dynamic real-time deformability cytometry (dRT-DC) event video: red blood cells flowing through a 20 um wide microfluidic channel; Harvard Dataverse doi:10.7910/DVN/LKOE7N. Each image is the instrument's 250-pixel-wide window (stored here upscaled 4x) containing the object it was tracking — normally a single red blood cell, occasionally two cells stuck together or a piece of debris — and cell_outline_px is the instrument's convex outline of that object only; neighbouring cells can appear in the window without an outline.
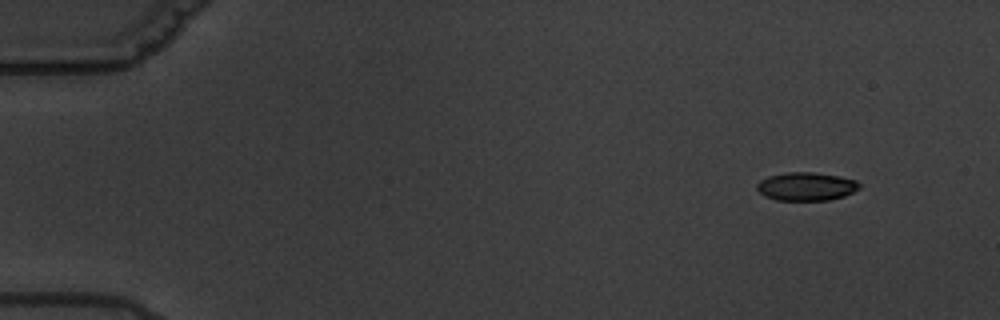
{"species": "common noctule bat (a hibernating species)", "species_latin": "Nyctalus noctula", "temperature_condition": "warm", "stored_images_in_passage": 4, "camera_frame_rate_fps": 3000, "um_per_image_px": 0.085, "animal": {"sex": "male", "body_mass_g": 19.5, "forearm_length_mm": 54.6}, "frame": {"image": 1, "passage_image": 1, "time_ms": 0.0, "image_size_px": [1000, 320], "cell_outline_px": [[860, 188], [844, 196], [828, 200], [776, 200], [764, 196], [756, 188], [756, 184], [760, 180], [768, 176], [784, 172], [812, 172], [840, 176], [856, 180], [860, 184]], "centroid_in_image_um": [68.51, 15.84], "position_along_channel_um": 16.5, "area_um2": 16.99}}
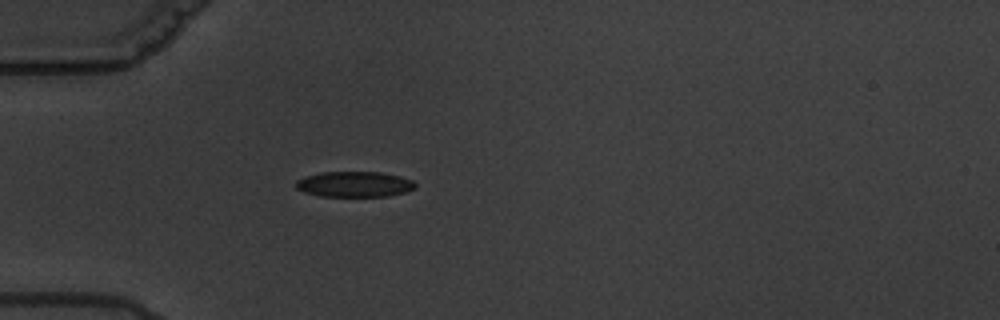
{"frame": {"image": 2, "passage_image": 4, "time_ms": 4.333, "image_size_px": [1000, 320], "cell_outline_px": [[416, 188], [404, 192], [388, 196], [320, 196], [304, 192], [296, 188], [296, 180], [304, 176], [320, 172], [380, 172], [400, 176], [412, 180], [416, 184]], "centroid_in_image_um": [30.11, 15.65], "position_along_channel_um": 54.9, "area_um2": 17.8}}